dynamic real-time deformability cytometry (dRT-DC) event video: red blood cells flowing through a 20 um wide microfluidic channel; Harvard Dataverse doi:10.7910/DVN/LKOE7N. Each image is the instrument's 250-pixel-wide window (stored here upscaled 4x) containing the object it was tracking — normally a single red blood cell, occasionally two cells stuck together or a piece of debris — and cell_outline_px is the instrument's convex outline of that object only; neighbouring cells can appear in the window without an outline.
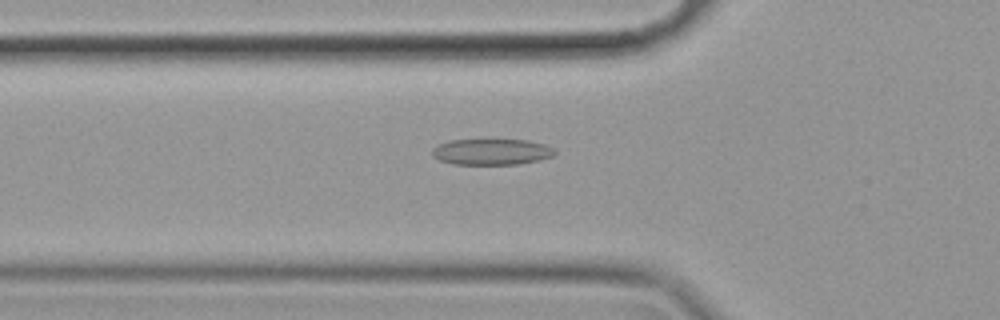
{"species": "common noctule bat (a hibernating species)", "species_latin": "Nyctalus noctula", "temperature_condition": "cold", "stored_images_in_passage": 57, "camera_frame_rate_fps": 3000, "um_per_image_px": 0.085, "animal": {"sex": "female", "body_mass_g": 19.9}, "frame": {"image": 1, "passage_image": 19, "time_ms": 6.0, "image_size_px": [1000, 320], "cell_outline_px": [[556, 152], [552, 156], [540, 160], [516, 164], [452, 164], [440, 160], [432, 156], [432, 148], [448, 140], [528, 140], [544, 144], [552, 148]], "centroid_in_image_um": [41.76, 12.9], "position_along_channel_um": 84.0, "area_um2": 18.5}}
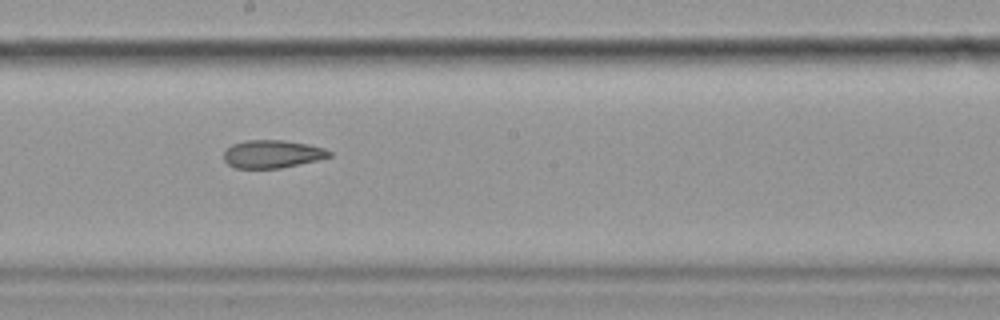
{"frame": {"image": 2, "passage_image": 31, "time_ms": 10.0, "image_size_px": [1000, 320], "cell_outline_px": [[332, 156], [316, 160], [280, 168], [236, 168], [228, 164], [224, 160], [224, 152], [232, 144], [244, 140], [284, 140], [308, 144], [324, 148], [332, 152]], "centroid_in_image_um": [23.14, 13.08], "position_along_channel_um": 225.1, "area_um2": 17.11}}
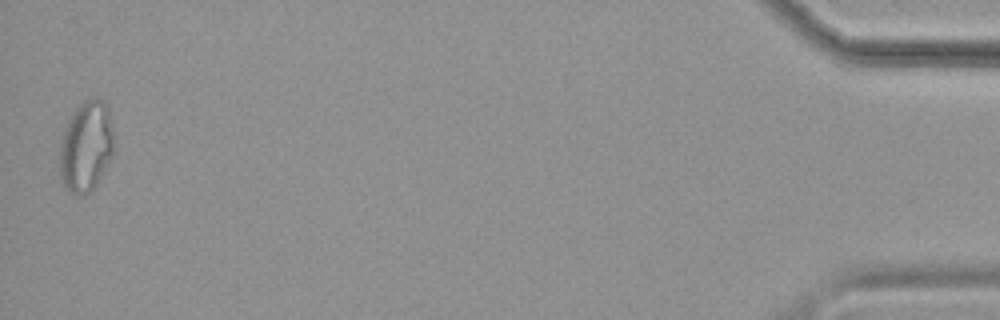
{"frame": {"image": 3, "passage_image": 56, "time_ms": 18.333, "image_size_px": [1000, 320], "cell_outline_px": [[116, 148], [112, 156], [96, 184], [88, 192], [76, 196], [68, 192], [64, 188], [60, 176], [60, 144], [68, 120], [72, 112], [84, 100], [96, 96], [104, 100], [108, 108], [112, 124]], "centroid_in_image_um": [7.34, 12.42], "position_along_channel_um": 427.9, "area_um2": 29.07}, "authors_computed_cell_mechanics": {"area_um2": 20.4034, "velocity_mm_per_s": 3.5167, "shape_relaxation_time_tau1_ms": null, "shape_relaxation_time_tau2_ms": 4.5949, "deformation_change_tau1": null, "deformation_change_tau2": 0.1289}}